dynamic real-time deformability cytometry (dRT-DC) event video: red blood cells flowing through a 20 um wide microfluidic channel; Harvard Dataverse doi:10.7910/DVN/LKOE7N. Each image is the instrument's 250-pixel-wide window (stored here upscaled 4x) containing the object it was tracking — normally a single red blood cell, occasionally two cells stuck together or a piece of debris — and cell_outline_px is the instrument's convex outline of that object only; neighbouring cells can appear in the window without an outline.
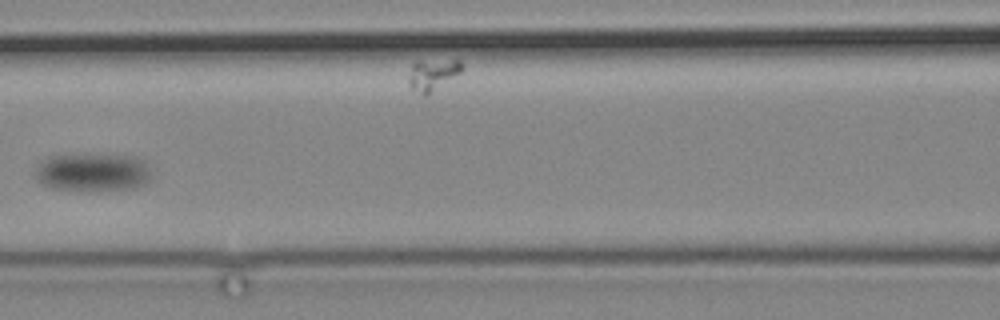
{"species": "common noctule bat (a hibernating species)", "species_latin": "Nyctalus noctula", "temperature_condition": "cold", "stored_images_in_passage": 7, "camera_frame_rate_fps": 3000, "um_per_image_px": 0.085, "animal": {"sex": "male", "body_mass_g": 19.2, "forearm_length_mm": 51.8}, "frame": {"image": 1, "passage_image": 5, "time_ms": 5.667, "image_size_px": [1000, 320], "cell_outline_px": [[152, 180], [136, 188], [92, 192], [56, 188], [40, 184], [36, 180], [36, 168], [40, 160], [48, 156], [136, 156], [144, 160]], "centroid_in_image_um": [7.88, 14.69], "position_along_channel_um": 158.7, "area_um2": 25.84}}